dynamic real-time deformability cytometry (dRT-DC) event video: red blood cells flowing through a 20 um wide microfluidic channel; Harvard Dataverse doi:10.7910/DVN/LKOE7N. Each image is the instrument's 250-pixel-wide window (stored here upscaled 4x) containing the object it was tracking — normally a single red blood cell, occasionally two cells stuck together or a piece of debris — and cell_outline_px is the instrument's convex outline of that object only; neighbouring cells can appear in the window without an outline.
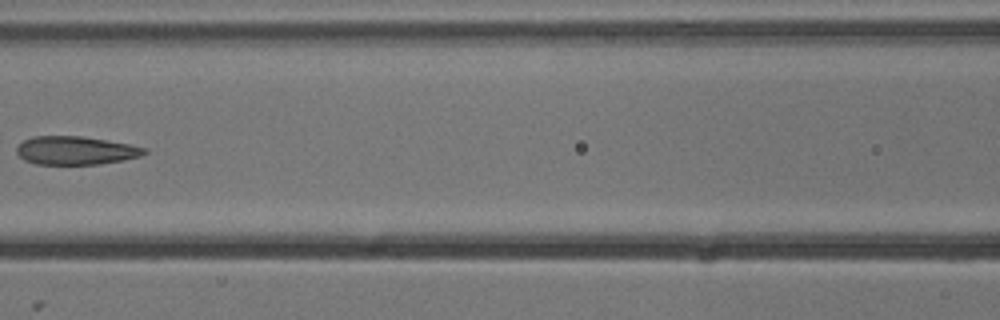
{"species": "common noctule bat (a hibernating species)", "species_latin": "Nyctalus noctula", "temperature_condition": "cold", "stored_images_in_passage": 5, "camera_frame_rate_fps": 3000, "um_per_image_px": 0.085, "animal": {"sex": "male", "body_mass_g": 13.3}, "frame": {"image": 1, "passage_image": 4, "time_ms": 1.0, "image_size_px": [1000, 320], "cell_outline_px": [[148, 152], [140, 156], [124, 160], [100, 164], [36, 164], [24, 160], [16, 152], [16, 148], [24, 140], [32, 136], [80, 136], [128, 144], [148, 148]], "centroid_in_image_um": [6.43, 12.79], "position_along_channel_um": 160.2, "area_um2": 21.04}}
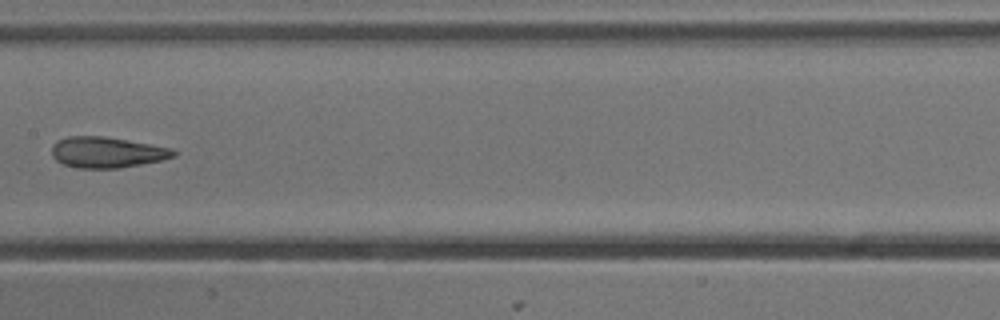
{"frame": {"image": 2, "passage_image": 5, "time_ms": 1.333, "image_size_px": [1000, 320], "cell_outline_px": [[176, 156], [160, 160], [120, 168], [80, 168], [64, 164], [56, 160], [52, 156], [52, 144], [56, 140], [68, 136], [104, 136], [148, 144], [168, 148], [176, 152]], "centroid_in_image_um": [9.02, 12.94], "position_along_channel_um": 198.4, "area_um2": 21.62}}